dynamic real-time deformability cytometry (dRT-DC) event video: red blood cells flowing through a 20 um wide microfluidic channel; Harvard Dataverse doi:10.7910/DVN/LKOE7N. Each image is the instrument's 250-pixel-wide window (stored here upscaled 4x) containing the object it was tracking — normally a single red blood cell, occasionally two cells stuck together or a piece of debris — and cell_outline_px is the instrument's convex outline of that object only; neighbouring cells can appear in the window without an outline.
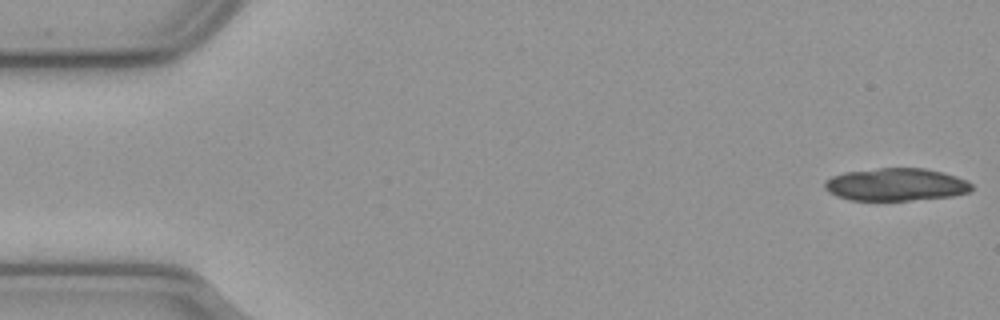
{"species": "common noctule bat (a hibernating species)", "species_latin": "Nyctalus noctula", "temperature_condition": "cold", "stored_images_in_passage": 17, "camera_frame_rate_fps": 3000, "um_per_image_px": 0.085, "animal": {"sex": "male", "body_mass_g": 23.1, "forearm_length_mm": 52.7}, "frame": {"image": 1, "passage_image": 1, "time_ms": 0.0, "image_size_px": [1000, 320], "cell_outline_px": [[972, 188], [968, 192], [952, 196], [908, 200], [852, 200], [836, 196], [828, 192], [824, 188], [824, 180], [832, 176], [844, 172], [880, 168], [924, 168], [944, 172], [968, 180], [972, 184]], "centroid_in_image_um": [76.14, 15.68], "position_along_channel_um": 8.9, "area_um2": 28.03}}